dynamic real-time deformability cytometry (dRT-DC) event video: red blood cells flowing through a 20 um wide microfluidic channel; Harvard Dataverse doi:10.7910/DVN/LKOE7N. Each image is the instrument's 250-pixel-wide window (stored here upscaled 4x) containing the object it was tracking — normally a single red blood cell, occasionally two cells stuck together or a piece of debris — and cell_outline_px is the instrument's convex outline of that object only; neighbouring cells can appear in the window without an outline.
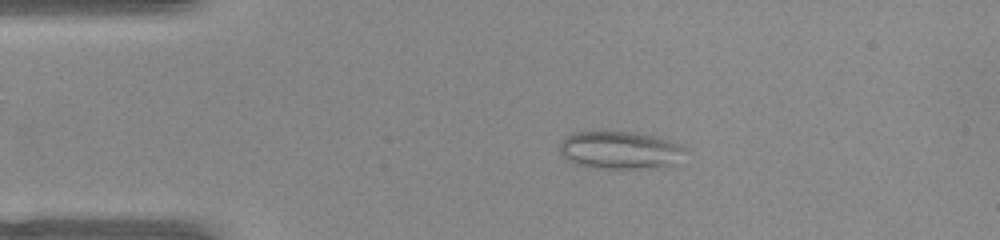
{"species": "common noctule bat (a hibernating species)", "species_latin": "Nyctalus noctula", "temperature_condition": "warm", "stored_images_in_passage": 52, "camera_frame_rate_fps": 3000, "um_per_image_px": 0.085, "animal": {"sex": "female", "body_mass_g": 22.0, "forearm_length_mm": 56.7}, "frame": {"image": 1, "passage_image": 10, "time_ms": 3.0, "image_size_px": [1000, 240], "cell_outline_px": [[684, 148], [676, 164], [656, 168], [592, 168], [576, 164], [568, 160], [560, 152], [560, 144], [572, 132], [636, 132], [652, 136], [680, 144]], "centroid_in_image_um": [52.68, 12.77], "position_along_channel_um": 32.3, "area_um2": 27.22}}
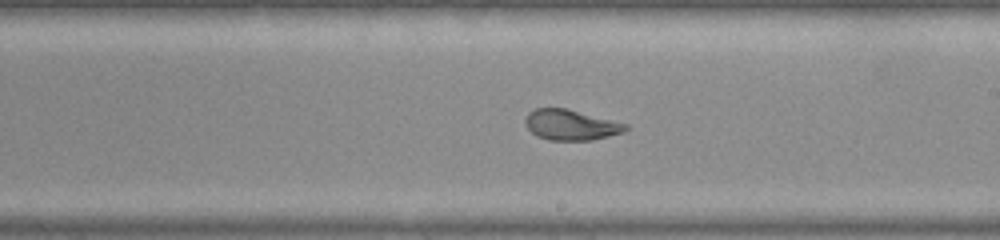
{"frame": {"image": 2, "passage_image": 29, "time_ms": 9.333, "image_size_px": [1000, 240], "cell_outline_px": [[628, 128], [624, 132], [592, 140], [548, 140], [536, 136], [524, 124], [524, 120], [528, 112], [536, 108], [564, 108], [628, 124]], "centroid_in_image_um": [48.49, 10.62], "position_along_channel_um": 240.5, "area_um2": 17.74}}
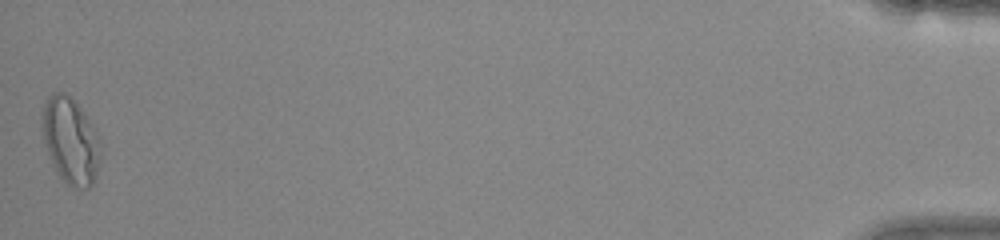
{"frame": {"image": 3, "passage_image": 51, "time_ms": 16.667, "image_size_px": [1000, 240], "cell_outline_px": [[100, 160], [92, 184], [88, 188], [80, 188], [68, 184], [56, 172], [52, 164], [44, 140], [40, 116], [44, 104], [48, 96], [56, 92], [64, 92], [80, 108], [96, 132], [100, 140]], "centroid_in_image_um": [5.97, 11.96], "position_along_channel_um": 429.2, "area_um2": 28.9}}